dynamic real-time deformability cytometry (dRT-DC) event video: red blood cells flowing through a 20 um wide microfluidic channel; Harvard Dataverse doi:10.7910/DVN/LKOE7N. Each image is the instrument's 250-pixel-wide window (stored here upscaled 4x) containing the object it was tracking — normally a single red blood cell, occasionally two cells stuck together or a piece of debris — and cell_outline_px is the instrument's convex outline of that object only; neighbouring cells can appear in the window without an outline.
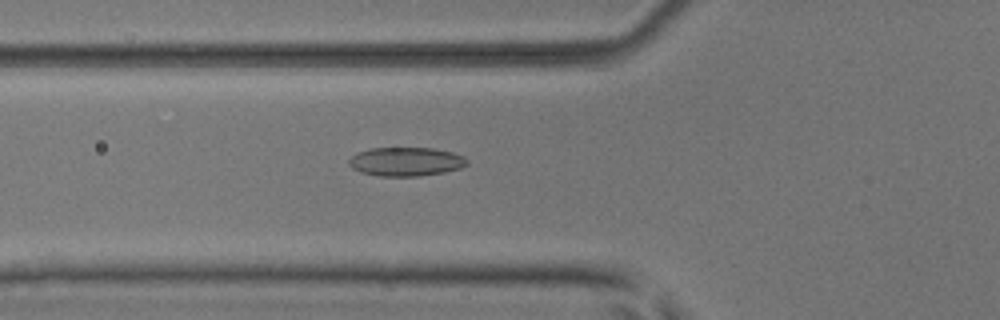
{"species": "common noctule bat (a hibernating species)", "species_latin": "Nyctalus noctula", "temperature_condition": "room temperature", "stored_images_in_passage": 53, "camera_frame_rate_fps": 3000, "um_per_image_px": 0.085, "animal": {"sex": "male", "body_mass_g": 17.9, "forearm_length_mm": 54.2}, "frame": {"image": 1, "passage_image": 20, "time_ms": 6.333, "image_size_px": [1000, 320], "cell_outline_px": [[468, 164], [460, 168], [444, 172], [420, 176], [380, 176], [360, 172], [352, 168], [348, 164], [348, 160], [356, 152], [372, 148], [432, 148], [452, 152], [464, 156], [468, 160]], "centroid_in_image_um": [34.5, 13.74], "position_along_channel_um": 91.3, "area_um2": 19.94}}
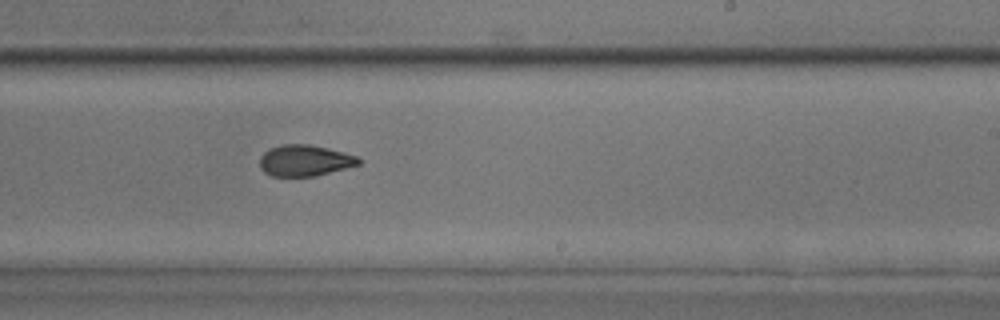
{"frame": {"image": 2, "passage_image": 33, "time_ms": 10.667, "image_size_px": [1000, 320], "cell_outline_px": [[360, 164], [316, 176], [272, 176], [264, 172], [260, 168], [260, 156], [264, 152], [272, 148], [284, 144], [308, 144], [328, 148], [344, 152], [356, 156], [360, 160]], "centroid_in_image_um": [25.89, 13.65], "position_along_channel_um": 263.1, "area_um2": 17.86}}
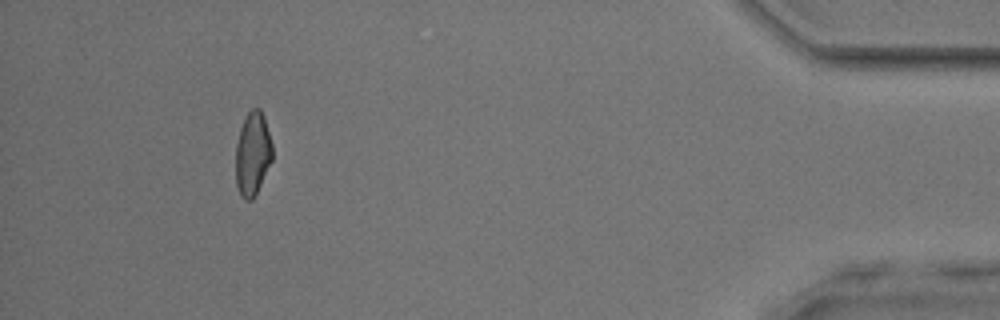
{"frame": {"image": 3, "passage_image": 49, "time_ms": 16.0, "image_size_px": [1000, 320], "cell_outline_px": [[272, 160], [252, 200], [244, 200], [240, 196], [236, 184], [236, 144], [240, 128], [248, 112], [252, 108], [260, 108], [264, 116], [272, 144]], "centroid_in_image_um": [21.46, 13.06], "position_along_channel_um": 413.7, "area_um2": 17.74}, "authors_computed_cell_mechanics": {"area_um2": 18.6694, "velocity_mm_per_s": 3.9733, "shape_relaxation_time_tau1_ms": 8.1071, "shape_relaxation_time_tau2_ms": 1.9482, "deformation_change_tau1": 0.1915, "deformation_change_tau2": 0.0671}}